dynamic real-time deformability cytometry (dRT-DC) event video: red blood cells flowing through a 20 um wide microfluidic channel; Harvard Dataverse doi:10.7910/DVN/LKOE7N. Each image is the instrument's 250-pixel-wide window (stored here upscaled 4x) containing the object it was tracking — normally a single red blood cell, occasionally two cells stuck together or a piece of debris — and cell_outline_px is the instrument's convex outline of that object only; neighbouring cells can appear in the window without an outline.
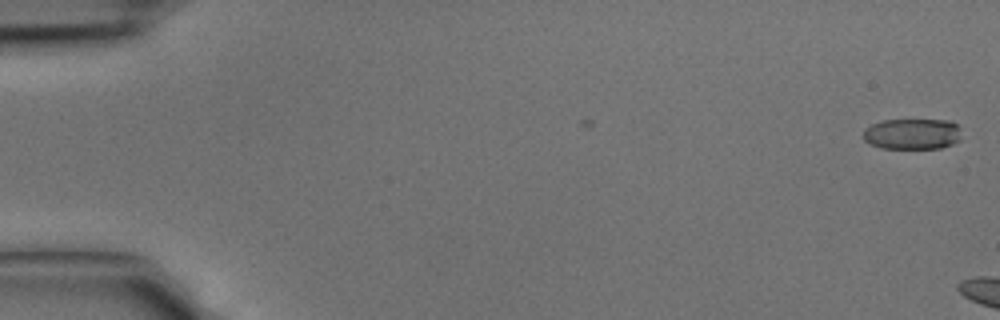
{"species": "common noctule bat (a hibernating species)", "species_latin": "Nyctalus noctula", "temperature_condition": "cold", "stored_images_in_passage": 2, "camera_frame_rate_fps": 3000, "um_per_image_px": 0.085, "animal": {"sex": "male", "body_mass_g": 15.6}, "frame": {"image": 1, "passage_image": 2, "time_ms": 0.333, "image_size_px": [1000, 320], "cell_outline_px": [[960, 140], [952, 144], [940, 148], [884, 148], [872, 144], [864, 140], [864, 128], [872, 124], [884, 120], [952, 120], [956, 124]], "centroid_in_image_um": [77.54, 11.38], "position_along_channel_um": 7.5, "area_um2": 17.46}}